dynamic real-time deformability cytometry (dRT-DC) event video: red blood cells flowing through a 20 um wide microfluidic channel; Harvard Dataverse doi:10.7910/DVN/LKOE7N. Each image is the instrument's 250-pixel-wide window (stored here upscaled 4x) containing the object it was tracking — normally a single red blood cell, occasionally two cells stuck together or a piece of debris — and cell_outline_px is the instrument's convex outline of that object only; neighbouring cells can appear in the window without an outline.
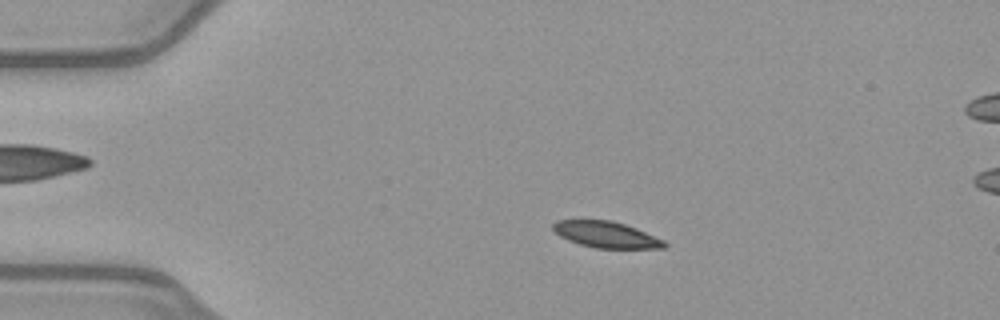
{"species": "common noctule bat (a hibernating species)", "species_latin": "Nyctalus noctula", "temperature_condition": "warm", "stored_images_in_passage": 52, "camera_frame_rate_fps": 3000, "um_per_image_px": 0.085, "animal": {"sex": "female", "body_mass_g": 21.9}, "frame": {"image": 1, "passage_image": 11, "time_ms": 3.333, "image_size_px": [1000, 320], "cell_outline_px": [[668, 248], [596, 248], [580, 244], [568, 240], [560, 236], [552, 228], [552, 224], [556, 220], [612, 220], [636, 228], [664, 240], [668, 244]], "centroid_in_image_um": [51.54, 19.94], "position_along_channel_um": 33.5, "area_um2": 16.99}}
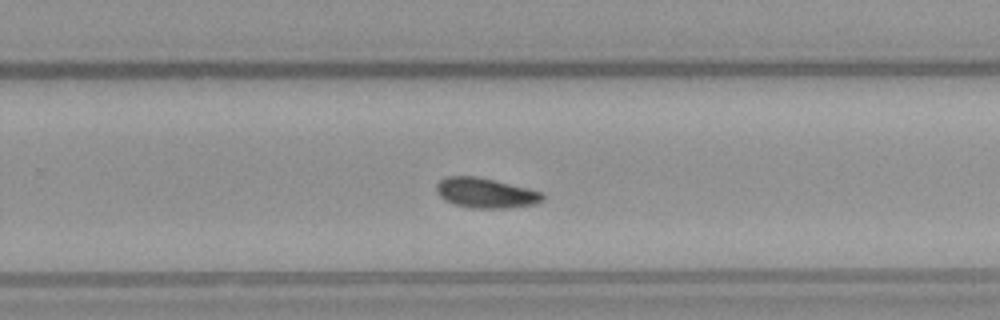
{"frame": {"image": 2, "passage_image": 34, "time_ms": 11.0, "image_size_px": [1000, 320], "cell_outline_px": [[544, 200], [536, 204], [508, 208], [472, 208], [456, 204], [444, 200], [436, 192], [436, 184], [444, 176], [476, 176], [528, 188], [544, 192]], "centroid_in_image_um": [41.29, 16.4], "position_along_channel_um": 288.5, "area_um2": 18.67}}
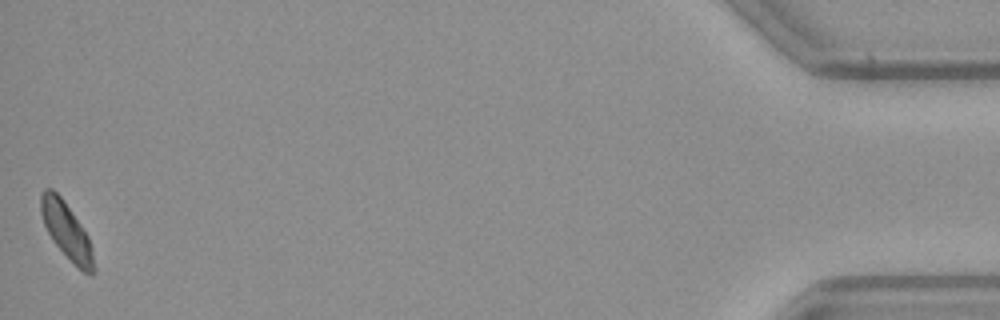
{"frame": {"image": 3, "passage_image": 52, "time_ms": 17.0, "image_size_px": [1000, 320], "cell_outline_px": [[96, 272], [84, 272], [52, 240], [44, 224], [40, 212], [40, 196], [44, 188], [52, 188], [64, 200], [88, 236], [92, 248], [96, 268]], "centroid_in_image_um": [5.65, 19.56], "position_along_channel_um": 429.6, "area_um2": 16.99}, "authors_computed_cell_mechanics": {"area_um2": 18.0336, "velocity_mm_per_s": 3.9787, "shape_relaxation_time_tau1_ms": 2.8758, "shape_relaxation_time_tau2_ms": null, "deformation_change_tau1": 0.0967, "deformation_change_tau2": null}}